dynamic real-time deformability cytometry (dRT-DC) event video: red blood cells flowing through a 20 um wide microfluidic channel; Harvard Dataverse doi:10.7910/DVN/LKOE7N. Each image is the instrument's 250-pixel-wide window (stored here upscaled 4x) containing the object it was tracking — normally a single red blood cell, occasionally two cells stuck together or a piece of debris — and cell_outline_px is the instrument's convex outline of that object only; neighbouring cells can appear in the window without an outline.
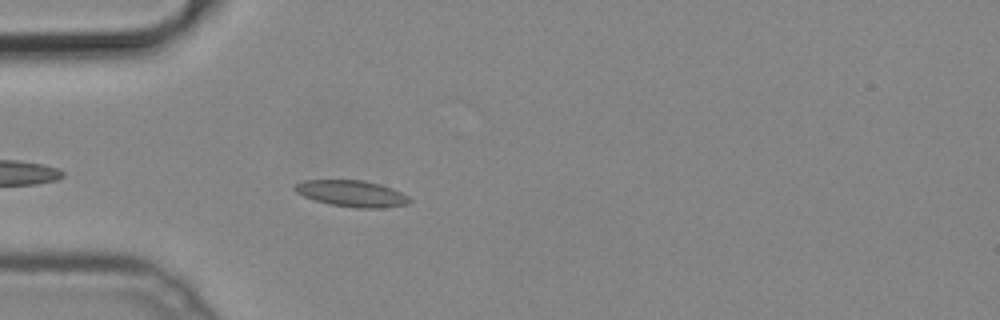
{"species": "common noctule bat (a hibernating species)", "species_latin": "Nyctalus noctula", "temperature_condition": "cold", "stored_images_in_passage": 20, "camera_frame_rate_fps": 3000, "um_per_image_px": 0.085, "animal": {"sex": "male", "body_mass_g": 19.2, "forearm_length_mm": 51.8}, "frame": {"image": 1, "passage_image": 4, "time_ms": 1.0, "image_size_px": [1000, 320], "cell_outline_px": [[412, 200], [408, 204], [380, 208], [356, 208], [332, 204], [316, 200], [304, 196], [296, 192], [292, 188], [292, 184], [304, 180], [364, 180], [380, 184], [392, 188], [408, 196]], "centroid_in_image_um": [29.89, 16.44], "position_along_channel_um": 55.1, "area_um2": 17.63}}
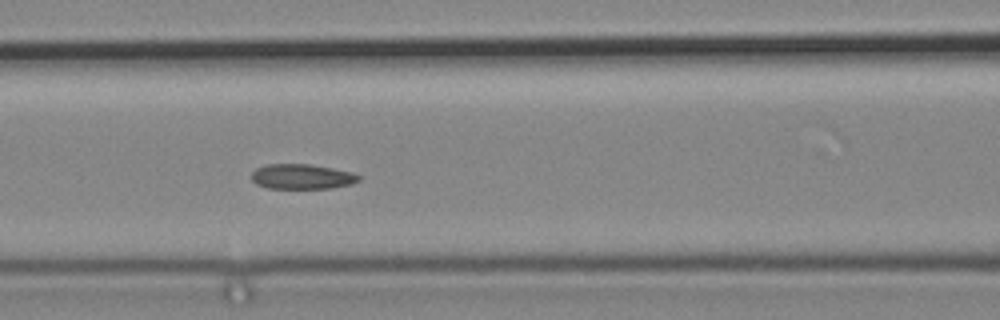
{"frame": {"image": 2, "passage_image": 11, "time_ms": 3.333, "image_size_px": [1000, 320], "cell_outline_px": [[360, 180], [352, 184], [332, 188], [268, 188], [256, 184], [252, 180], [252, 172], [256, 168], [264, 164], [308, 164], [332, 168], [352, 172], [360, 176]], "centroid_in_image_um": [25.66, 15.01], "position_along_channel_um": 140.9, "area_um2": 15.66}}
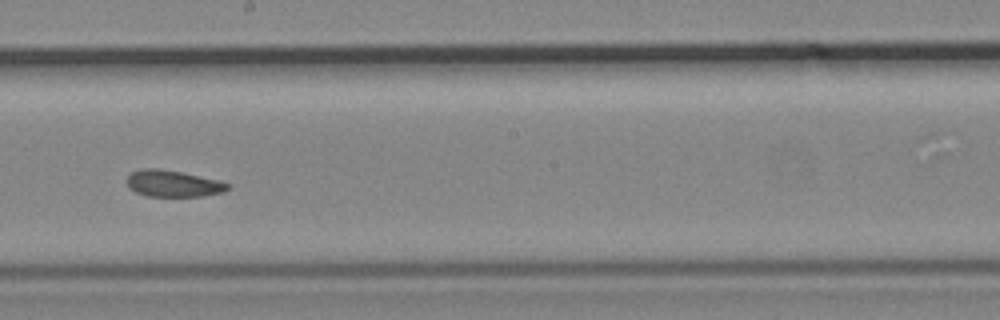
{"frame": {"image": 3, "passage_image": 18, "time_ms": 5.667, "image_size_px": [1000, 320], "cell_outline_px": [[228, 188], [220, 192], [200, 196], [148, 196], [136, 192], [128, 188], [128, 176], [132, 172], [144, 168], [160, 168], [180, 172], [216, 180], [228, 184]], "centroid_in_image_um": [14.63, 15.6], "position_along_channel_um": 233.6, "area_um2": 15.14}}